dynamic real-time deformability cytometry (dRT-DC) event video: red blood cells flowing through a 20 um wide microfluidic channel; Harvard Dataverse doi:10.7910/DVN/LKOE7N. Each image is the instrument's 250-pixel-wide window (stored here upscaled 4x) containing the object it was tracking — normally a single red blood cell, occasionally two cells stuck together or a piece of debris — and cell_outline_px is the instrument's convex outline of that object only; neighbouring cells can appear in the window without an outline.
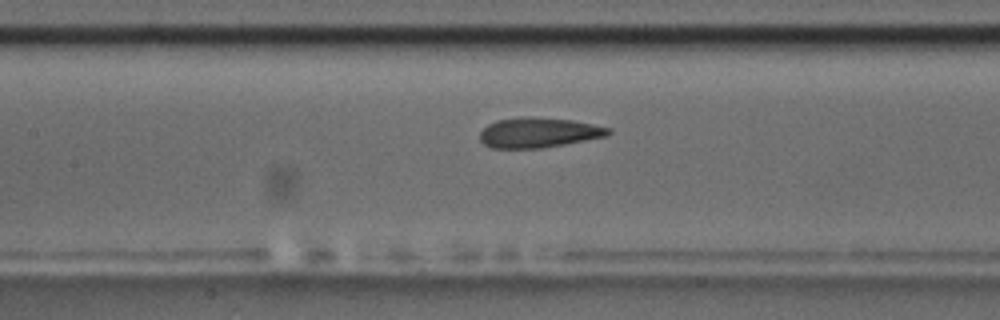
{"species": "common noctule bat (a hibernating species)", "species_latin": "Nyctalus noctula", "temperature_condition": "room temperature", "stored_images_in_passage": 23, "camera_frame_rate_fps": 3000, "um_per_image_px": 0.085, "animal": {"sex": "male", "body_mass_g": 17.5, "forearm_length_mm": 52.3}, "frame": {"image": 1, "passage_image": 17, "time_ms": 5.333, "image_size_px": [1000, 320], "cell_outline_px": [[612, 132], [608, 136], [564, 144], [540, 148], [492, 148], [484, 144], [480, 140], [480, 132], [488, 124], [496, 120], [524, 116], [532, 116], [572, 120], [612, 128]], "centroid_in_image_um": [45.79, 11.26], "position_along_channel_um": 161.6, "area_um2": 22.6}}
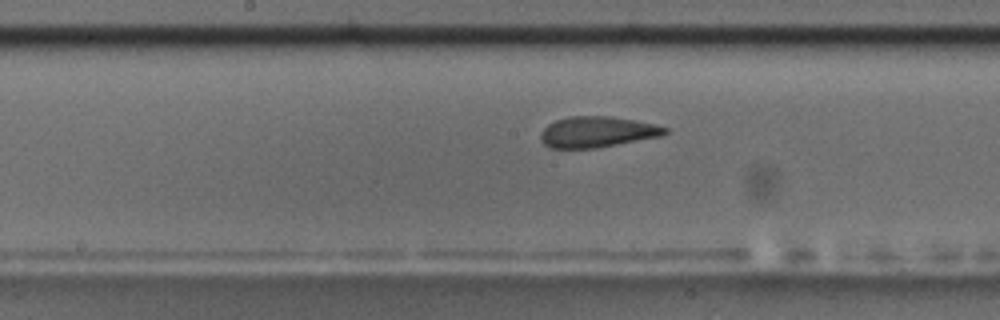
{"frame": {"image": 2, "passage_image": 20, "time_ms": 6.333, "image_size_px": [1000, 320], "cell_outline_px": [[668, 132], [660, 136], [596, 148], [548, 148], [540, 140], [540, 132], [548, 124], [556, 120], [568, 116], [608, 116], [632, 120], [652, 124], [668, 128]], "centroid_in_image_um": [50.69, 11.22], "position_along_channel_um": 197.5, "area_um2": 22.2}}